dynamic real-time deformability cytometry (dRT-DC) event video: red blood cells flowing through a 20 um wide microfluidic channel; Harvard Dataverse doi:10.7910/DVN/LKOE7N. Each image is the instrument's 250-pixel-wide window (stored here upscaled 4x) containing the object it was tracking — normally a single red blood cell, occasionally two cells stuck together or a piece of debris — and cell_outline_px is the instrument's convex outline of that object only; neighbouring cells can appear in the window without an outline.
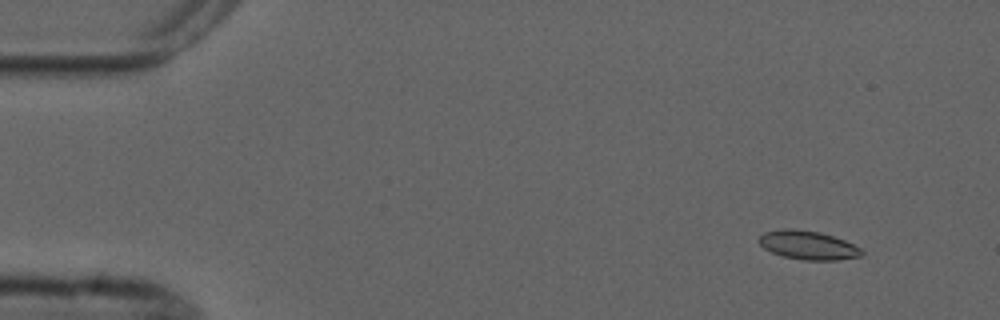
{"species": "common noctule bat (a hibernating species)", "species_latin": "Nyctalus noctula", "temperature_condition": "cold", "stored_images_in_passage": 5, "camera_frame_rate_fps": 3000, "um_per_image_px": 0.085, "animal": {"sex": "male", "forearm_length_mm": 52.5}, "frame": {"image": 1, "passage_image": 2, "time_ms": 1.333, "image_size_px": [1000, 320], "cell_outline_px": [[864, 252], [860, 256], [836, 260], [804, 260], [784, 256], [772, 252], [764, 248], [756, 240], [764, 232], [784, 228], [796, 228], [820, 232], [844, 240], [860, 248]], "centroid_in_image_um": [68.65, 20.82], "position_along_channel_um": 16.4, "area_um2": 17.17}}
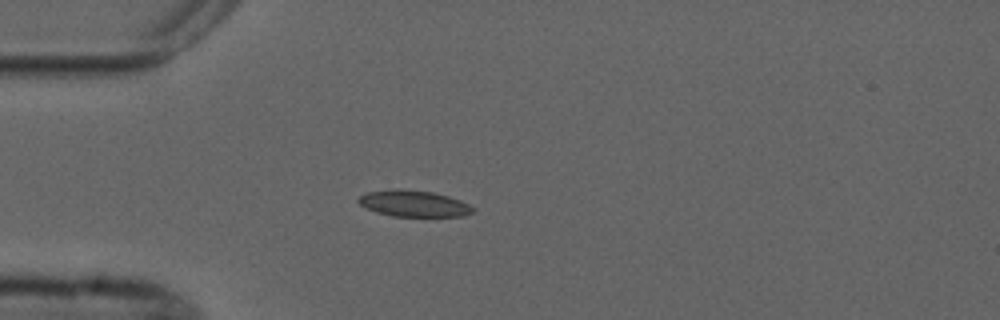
{"frame": {"image": 2, "passage_image": 4, "time_ms": 4.667, "image_size_px": [1000, 320], "cell_outline_px": [[472, 212], [464, 216], [392, 216], [376, 212], [364, 208], [356, 200], [360, 196], [368, 192], [396, 188], [400, 188], [432, 192], [448, 196], [460, 200], [468, 204], [472, 208]], "centroid_in_image_um": [35.11, 17.29], "position_along_channel_um": 49.9, "area_um2": 17.51}}